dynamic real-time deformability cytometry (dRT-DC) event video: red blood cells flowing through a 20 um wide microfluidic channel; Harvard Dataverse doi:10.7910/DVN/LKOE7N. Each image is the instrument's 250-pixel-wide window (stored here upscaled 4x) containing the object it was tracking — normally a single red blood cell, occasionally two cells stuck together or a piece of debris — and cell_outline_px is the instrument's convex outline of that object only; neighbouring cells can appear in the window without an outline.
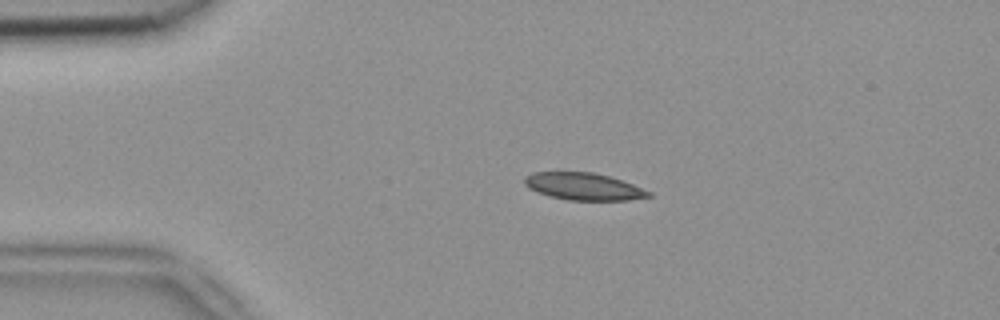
{"species": "common noctule bat (a hibernating species)", "species_latin": "Nyctalus noctula", "temperature_condition": "room temperature", "stored_images_in_passage": 42, "camera_frame_rate_fps": 3000, "um_per_image_px": 0.085, "animal": {"sex": "female", "body_mass_g": 18.4}, "frame": {"image": 1, "passage_image": 1, "time_ms": 0.0, "image_size_px": [1000, 320], "cell_outline_px": [[652, 196], [628, 200], [568, 200], [548, 196], [528, 188], [524, 184], [524, 176], [536, 172], [592, 172], [608, 176], [632, 184], [652, 192]], "centroid_in_image_um": [49.58, 15.85], "position_along_channel_um": 35.4, "area_um2": 19.59}}
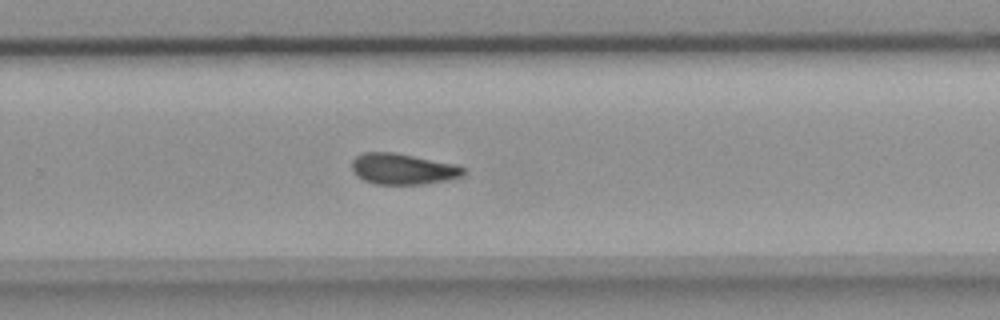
{"frame": {"image": 2, "passage_image": 24, "time_ms": 7.667, "image_size_px": [1000, 320], "cell_outline_px": [[468, 172], [464, 176], [448, 180], [424, 184], [376, 184], [364, 180], [352, 168], [352, 160], [356, 156], [364, 152], [396, 152], [456, 164], [464, 168]], "centroid_in_image_um": [34.31, 14.35], "position_along_channel_um": 295.5, "area_um2": 20.23}}
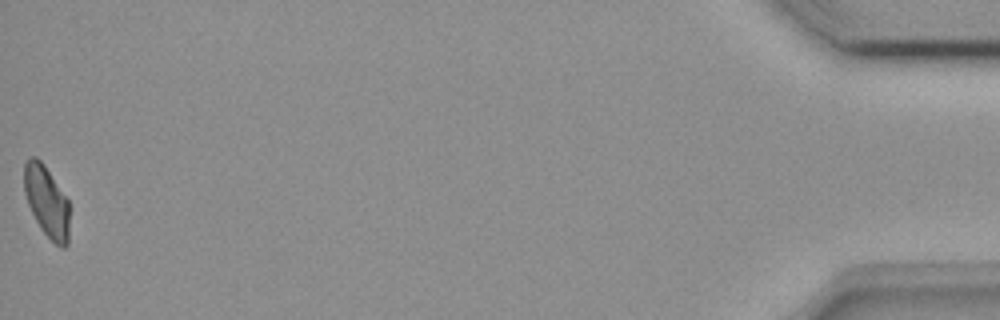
{"frame": {"image": 3, "passage_image": 42, "time_ms": 13.667, "image_size_px": [1000, 320], "cell_outline_px": [[68, 244], [64, 248], [60, 248], [40, 228], [28, 204], [24, 192], [24, 160], [32, 156], [36, 156], [44, 164], [68, 200]], "centroid_in_image_um": [3.95, 17.1], "position_along_channel_um": 431.3, "area_um2": 18.67}, "authors_computed_cell_mechanics": {"area_um2": 20.0855, "velocity_mm_per_s": 3.8862, "shape_relaxation_time_tau1_ms": null, "shape_relaxation_time_tau2_ms": 6.8299, "deformation_change_tau1": null, "deformation_change_tau2": 0.123}}